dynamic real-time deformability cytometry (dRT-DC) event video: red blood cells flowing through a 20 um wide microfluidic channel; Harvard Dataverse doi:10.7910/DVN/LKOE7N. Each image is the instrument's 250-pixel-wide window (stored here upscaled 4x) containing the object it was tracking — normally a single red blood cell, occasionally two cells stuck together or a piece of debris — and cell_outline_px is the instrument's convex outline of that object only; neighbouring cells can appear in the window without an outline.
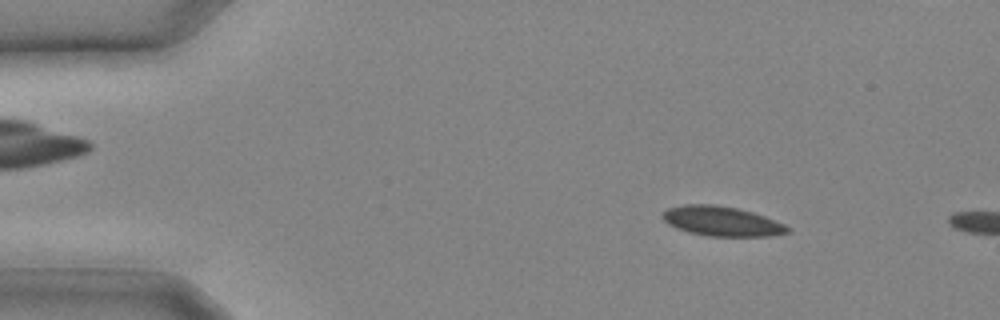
{"species": "common noctule bat (a hibernating species)", "species_latin": "Nyctalus noctula", "temperature_condition": "cold", "stored_images_in_passage": 5, "camera_frame_rate_fps": 3000, "um_per_image_px": 0.085, "animal": {"sex": "male", "body_mass_g": 20.4}, "frame": {"image": 1, "passage_image": 3, "time_ms": 0.667, "image_size_px": [1000, 320], "cell_outline_px": [[792, 228], [788, 232], [768, 236], [708, 236], [688, 232], [676, 228], [668, 224], [660, 216], [668, 208], [684, 204], [712, 204], [736, 208], [752, 212], [764, 216], [784, 224]], "centroid_in_image_um": [61.32, 18.8], "position_along_channel_um": 23.7, "area_um2": 21.56}}